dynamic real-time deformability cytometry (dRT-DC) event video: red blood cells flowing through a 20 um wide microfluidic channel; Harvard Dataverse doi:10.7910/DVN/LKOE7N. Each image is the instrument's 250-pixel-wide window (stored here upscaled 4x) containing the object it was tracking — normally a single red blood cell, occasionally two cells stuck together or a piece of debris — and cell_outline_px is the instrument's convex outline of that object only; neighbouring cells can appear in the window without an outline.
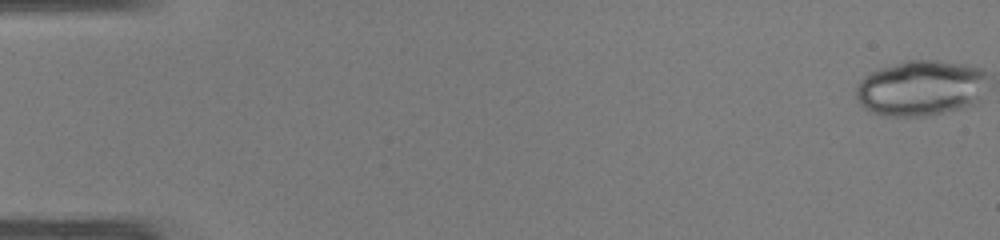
{"species": "common noctule bat (a hibernating species)", "species_latin": "Nyctalus noctula", "temperature_condition": "warm", "stored_images_in_passage": 48, "camera_frame_rate_fps": 3000, "um_per_image_px": 0.085, "animal": {"sex": "male", "body_mass_g": 19.0, "forearm_length_mm": 50.8}, "frame": {"image": 1, "passage_image": 1, "time_ms": 0.0, "image_size_px": [1000, 240], "cell_outline_px": [[984, 76], [972, 104], [940, 112], [916, 116], [896, 116], [876, 112], [868, 108], [856, 96], [856, 88], [872, 72], [908, 60], [932, 60], [980, 68], [984, 72]], "centroid_in_image_um": [78.2, 7.47], "position_along_channel_um": 6.8, "area_um2": 39.94}}
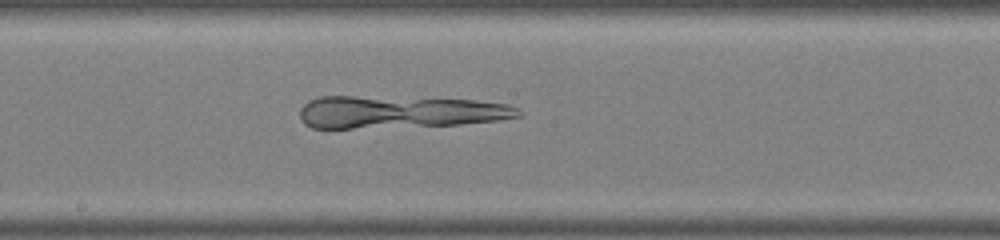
{"frame": {"image": 2, "passage_image": 27, "time_ms": 8.667, "image_size_px": [1000, 240], "cell_outline_px": [[520, 116], [500, 120], [460, 124], [352, 128], [312, 128], [304, 124], [300, 120], [300, 108], [308, 100], [320, 96], [352, 96], [476, 100], [508, 104], [520, 108]], "centroid_in_image_um": [33.93, 9.51], "position_along_channel_um": 214.3, "area_um2": 41.15}}